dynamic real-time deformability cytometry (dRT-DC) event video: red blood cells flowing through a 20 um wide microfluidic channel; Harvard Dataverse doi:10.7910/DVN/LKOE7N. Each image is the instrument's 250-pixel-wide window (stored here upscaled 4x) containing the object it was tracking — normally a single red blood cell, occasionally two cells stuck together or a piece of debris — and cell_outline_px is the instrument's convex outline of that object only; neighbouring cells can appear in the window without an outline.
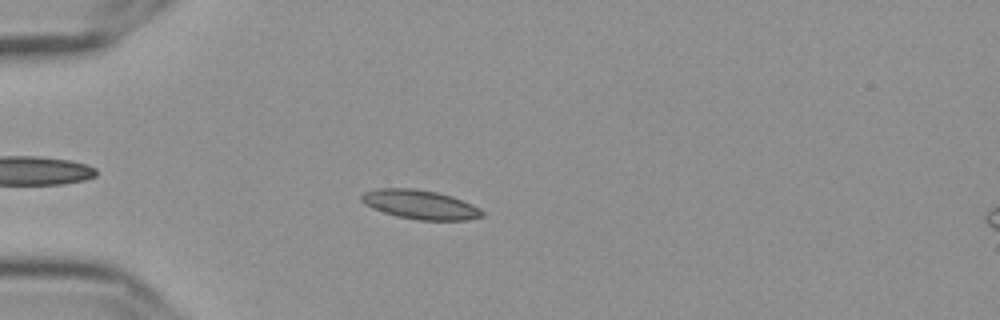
{"species": "Egyptian fruit bat (a non-hibernating species)", "species_latin": "Rousettus aegyptiacus", "temperature_condition": "cold", "stored_images_in_passage": 44, "camera_frame_rate_fps": 3000, "um_per_image_px": 0.085, "frame": {"image": 1, "passage_image": 3, "time_ms": 0.667, "image_size_px": [1000, 320], "cell_outline_px": [[484, 216], [468, 220], [416, 220], [396, 216], [372, 208], [364, 204], [360, 200], [360, 196], [364, 192], [380, 188], [412, 188], [436, 192], [452, 196], [472, 204], [480, 208], [484, 212]], "centroid_in_image_um": [35.71, 17.39], "position_along_channel_um": 49.3, "area_um2": 20.58}}
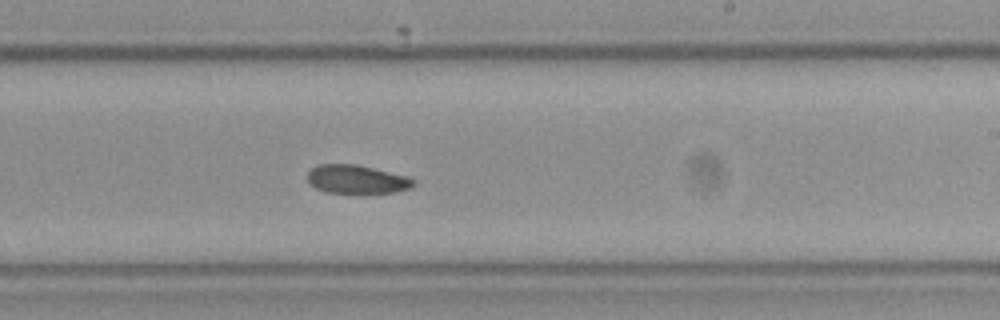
{"frame": {"image": 2, "passage_image": 22, "time_ms": 7.0, "image_size_px": [1000, 320], "cell_outline_px": [[416, 184], [408, 188], [396, 192], [324, 192], [308, 184], [308, 172], [312, 168], [320, 164], [356, 164], [408, 176], [416, 180]], "centroid_in_image_um": [30.32, 15.23], "position_along_channel_um": 258.7, "area_um2": 17.51}}
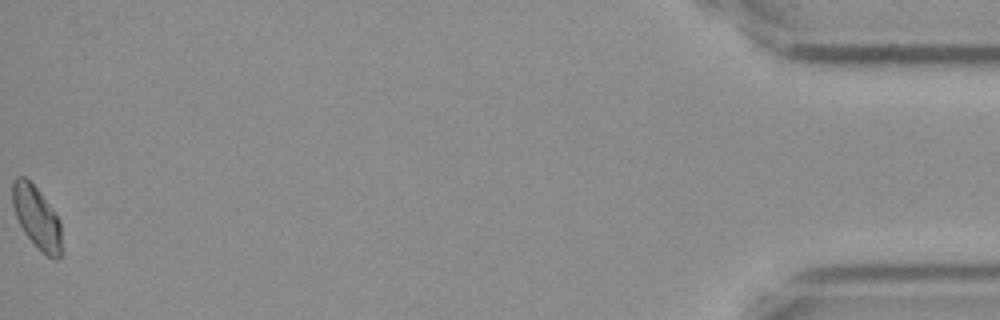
{"frame": {"image": 3, "passage_image": 44, "time_ms": 14.333, "image_size_px": [1000, 320], "cell_outline_px": [[64, 252], [56, 260], [52, 260], [24, 232], [16, 216], [12, 204], [12, 180], [16, 176], [24, 176], [40, 192], [60, 220]], "centroid_in_image_um": [3.16, 18.5], "position_along_channel_um": 432.0, "area_um2": 17.92}, "authors_computed_cell_mechanics": {"area_um2": 18.4093, "velocity_mm_per_s": 3.6094, "shape_relaxation_time_tau1_ms": null, "shape_relaxation_time_tau2_ms": 7.9923, "deformation_change_tau1": null, "deformation_change_tau2": 0.1103}}